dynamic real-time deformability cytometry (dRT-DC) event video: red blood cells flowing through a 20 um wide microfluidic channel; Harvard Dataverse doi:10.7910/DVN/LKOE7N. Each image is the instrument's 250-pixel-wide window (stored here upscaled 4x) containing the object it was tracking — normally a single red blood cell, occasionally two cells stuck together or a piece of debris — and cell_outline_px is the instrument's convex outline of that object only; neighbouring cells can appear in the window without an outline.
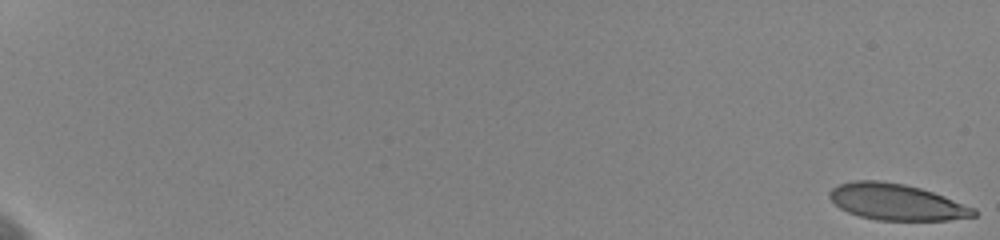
{"species": "human", "species_latin": "Homo sapiens", "temperature_condition": "cold", "stored_images_in_passage": 60, "camera_frame_rate_fps": 3000, "um_per_image_px": 0.085, "donor": {"sex": "female"}, "frame": {"image": 1, "passage_image": 1, "time_ms": 0.0, "image_size_px": [1000, 240], "cell_outline_px": [[976, 216], [948, 220], [876, 220], [860, 216], [848, 212], [840, 208], [828, 196], [828, 192], [832, 188], [840, 184], [852, 180], [880, 180], [904, 184], [920, 188], [944, 196], [976, 208]], "centroid_in_image_um": [76.19, 17.16], "position_along_channel_um": 8.8, "area_um2": 30.46}}
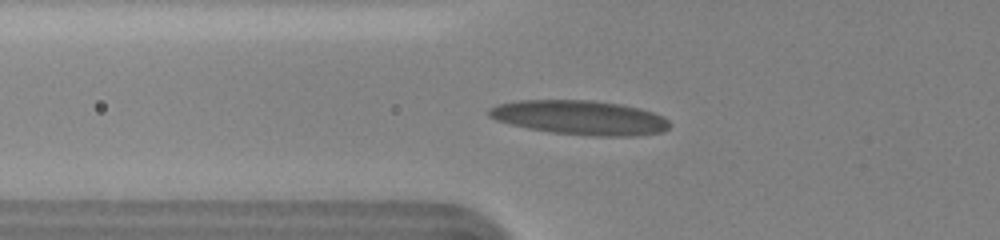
{"frame": {"image": 2, "passage_image": 25, "time_ms": 8.0, "image_size_px": [1000, 240], "cell_outline_px": [[668, 128], [664, 132], [636, 136], [592, 136], [552, 132], [528, 128], [496, 120], [488, 116], [488, 108], [500, 104], [520, 100], [592, 100], [620, 104], [640, 108], [664, 116], [668, 120]], "centroid_in_image_um": [49.32, 9.99], "position_along_channel_um": 76.5, "area_um2": 36.13}}
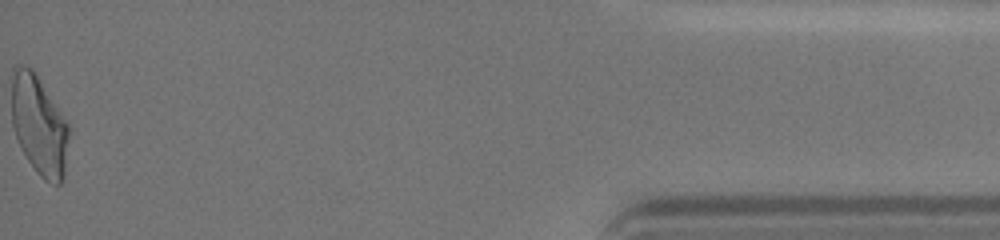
{"frame": {"image": 3, "passage_image": 60, "time_ms": 19.667, "image_size_px": [1000, 240], "cell_outline_px": [[68, 136], [64, 176], [60, 184], [56, 184], [44, 180], [36, 172], [28, 160], [16, 136], [12, 124], [12, 68], [16, 64], [24, 64], [32, 68], [68, 124]], "centroid_in_image_um": [3.29, 10.62], "position_along_channel_um": 431.9, "area_um2": 32.77}, "authors_computed_cell_mechanics": {"area_um2": 32.7437, "velocity_mm_per_s": 3.6234, "shape_relaxation_time_tau1_ms": 6.9428, "shape_relaxation_time_tau2_ms": 1.5693, "deformation_change_tau1": 0.2142, "deformation_change_tau2": 0.0821}}